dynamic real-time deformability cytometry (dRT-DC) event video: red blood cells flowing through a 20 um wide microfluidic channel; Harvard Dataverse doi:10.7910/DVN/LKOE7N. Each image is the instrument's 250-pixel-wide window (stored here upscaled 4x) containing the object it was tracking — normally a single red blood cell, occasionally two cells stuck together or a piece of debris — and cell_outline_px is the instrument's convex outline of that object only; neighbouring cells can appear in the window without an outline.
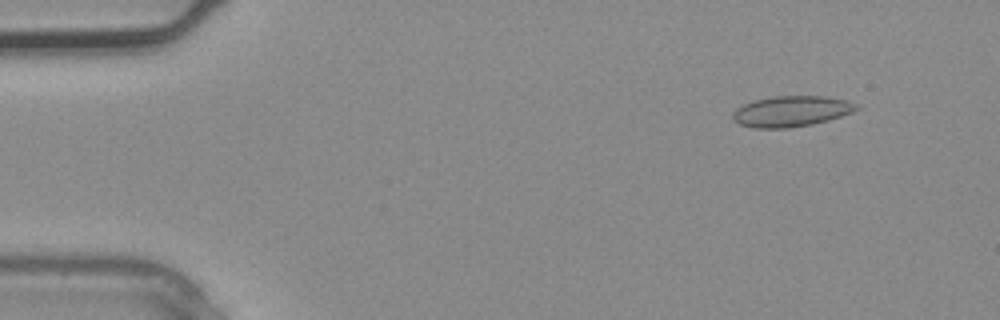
{"species": "common noctule bat (a hibernating species)", "species_latin": "Nyctalus noctula", "temperature_condition": "warm", "stored_images_in_passage": 4, "camera_frame_rate_fps": 3000, "um_per_image_px": 0.085, "animal": {"sex": "male", "body_mass_g": 20.4}, "frame": {"image": 1, "passage_image": 2, "time_ms": 0.333, "image_size_px": [1000, 320], "cell_outline_px": [[860, 108], [852, 112], [828, 120], [812, 124], [788, 128], [752, 128], [740, 124], [732, 116], [732, 112], [736, 108], [752, 100], [772, 96], [824, 96], [848, 100], [856, 104]], "centroid_in_image_um": [67.25, 9.45], "position_along_channel_um": 17.8, "area_um2": 22.2}}
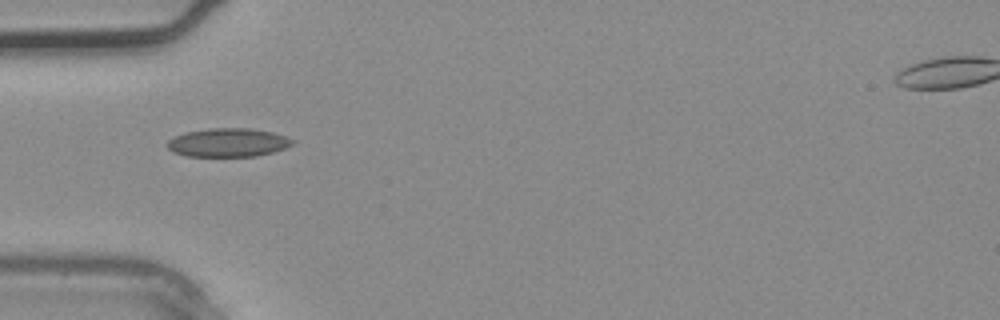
{"frame": {"image": 2, "passage_image": 4, "time_ms": 1.0, "image_size_px": [1000, 320], "cell_outline_px": [[296, 140], [292, 144], [284, 148], [272, 152], [256, 156], [184, 156], [172, 152], [168, 148], [168, 140], [176, 136], [188, 132], [208, 128], [252, 128], [272, 132]], "centroid_in_image_um": [19.38, 12.11], "position_along_channel_um": 65.6, "area_um2": 20.75}}